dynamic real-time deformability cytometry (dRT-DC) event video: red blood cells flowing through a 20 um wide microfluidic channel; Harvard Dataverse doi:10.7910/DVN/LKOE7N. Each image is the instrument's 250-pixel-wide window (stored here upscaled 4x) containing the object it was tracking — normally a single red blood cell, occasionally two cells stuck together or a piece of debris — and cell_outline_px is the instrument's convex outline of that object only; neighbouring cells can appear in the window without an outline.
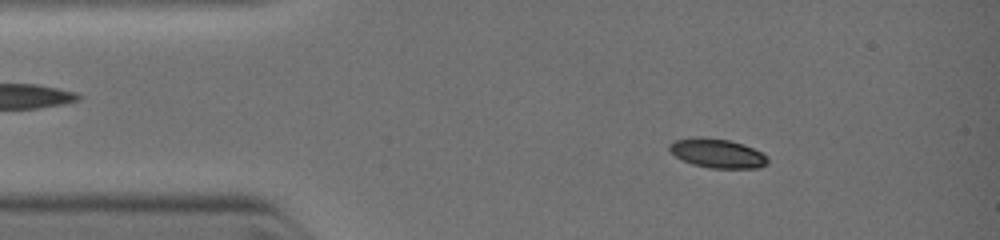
{"species": "common noctule bat (a hibernating species)", "species_latin": "Nyctalus noctula", "temperature_condition": "warm", "stored_images_in_passage": 9, "camera_frame_rate_fps": 3000, "um_per_image_px": 0.085, "animal": {"sex": "female", "body_mass_g": 19.0, "forearm_length_mm": 51.5}, "frame": {"image": 1, "passage_image": 2, "time_ms": 1.0, "image_size_px": [1000, 240], "cell_outline_px": [[768, 160], [764, 164], [756, 168], [712, 168], [692, 164], [676, 156], [668, 148], [676, 140], [696, 136], [704, 136], [728, 140], [744, 144], [760, 152]], "centroid_in_image_um": [60.95, 13.01], "position_along_channel_um": 24.1, "area_um2": 16.36}}
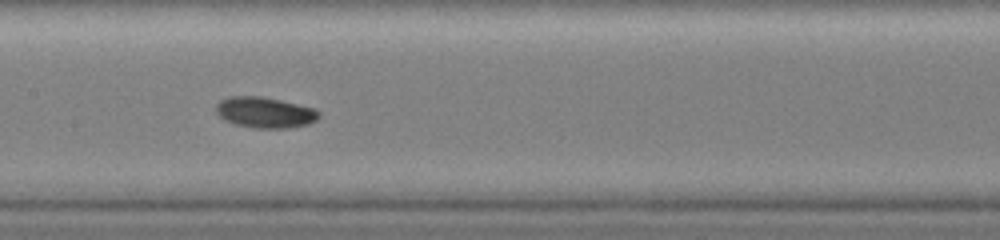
{"frame": {"image": 2, "passage_image": 8, "time_ms": 5.0, "image_size_px": [1000, 240], "cell_outline_px": [[320, 116], [316, 120], [308, 124], [288, 128], [256, 128], [236, 124], [224, 120], [216, 112], [216, 104], [220, 100], [228, 96], [264, 96], [316, 108], [320, 112]], "centroid_in_image_um": [22.53, 9.54], "position_along_channel_um": 184.9, "area_um2": 18.67}}
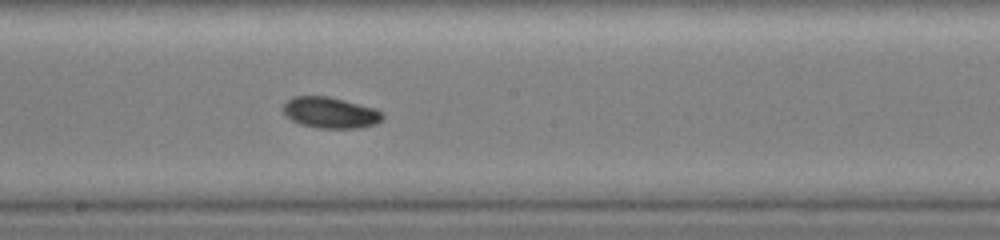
{"frame": {"image": 3, "passage_image": 9, "time_ms": 5.667, "image_size_px": [1000, 240], "cell_outline_px": [[384, 120], [376, 124], [360, 128], [316, 128], [300, 124], [284, 116], [284, 104], [288, 100], [296, 96], [328, 96], [376, 108], [384, 112]], "centroid_in_image_um": [28.13, 9.59], "position_along_channel_um": 220.1, "area_um2": 18.21}}